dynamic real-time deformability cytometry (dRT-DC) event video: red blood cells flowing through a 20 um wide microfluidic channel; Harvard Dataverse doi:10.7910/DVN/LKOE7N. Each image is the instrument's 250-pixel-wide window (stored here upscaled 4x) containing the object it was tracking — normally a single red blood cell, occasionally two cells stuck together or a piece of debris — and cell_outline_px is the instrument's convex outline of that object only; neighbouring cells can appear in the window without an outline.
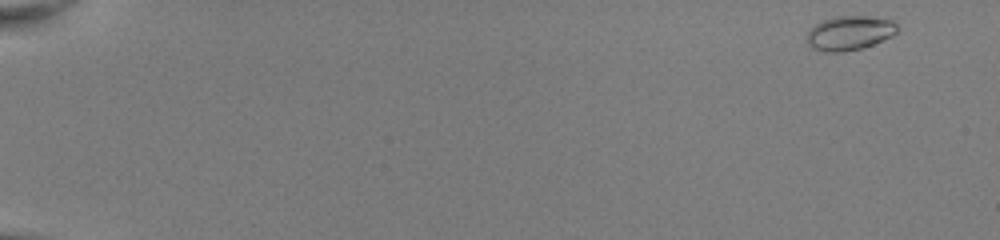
{"species": "common noctule bat (a hibernating species)", "species_latin": "Nyctalus noctula", "temperature_condition": "room temperature", "stored_images_in_passage": 50, "camera_frame_rate_fps": 3000, "um_per_image_px": 0.085, "animal": {"sex": "female", "body_mass_g": 22.0, "forearm_length_mm": 56.7}, "frame": {"image": 1, "passage_image": 1, "time_ms": 0.0, "image_size_px": [1000, 240], "cell_outline_px": [[896, 32], [892, 36], [872, 44], [860, 48], [844, 52], [824, 52], [812, 48], [808, 44], [808, 32], [816, 24], [832, 16], [868, 16], [892, 20], [896, 24]], "centroid_in_image_um": [72.2, 2.8], "position_along_channel_um": 12.8, "area_um2": 17.86}}
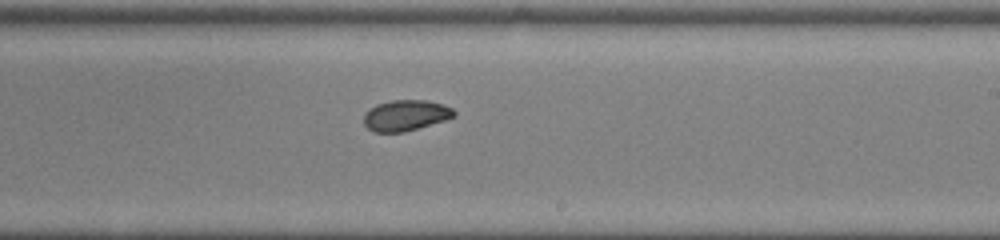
{"frame": {"image": 2, "passage_image": 32, "time_ms": 10.333, "image_size_px": [1000, 240], "cell_outline_px": [[456, 116], [444, 120], [404, 132], [376, 132], [368, 128], [364, 124], [364, 116], [376, 104], [392, 100], [428, 100], [452, 108], [456, 112]], "centroid_in_image_um": [34.5, 9.8], "position_along_channel_um": 254.5, "area_um2": 15.95}}
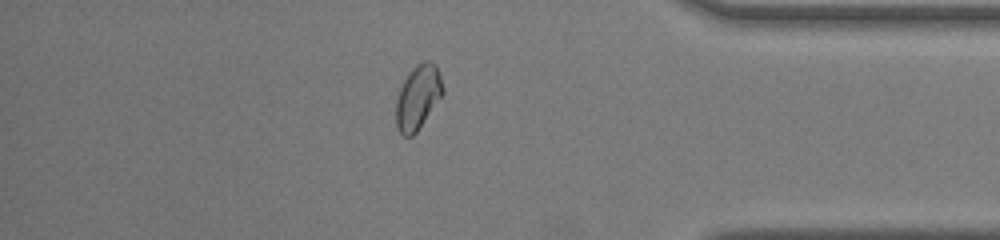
{"frame": {"image": 3, "passage_image": 44, "time_ms": 14.333, "image_size_px": [1000, 240], "cell_outline_px": [[444, 92], [416, 132], [412, 136], [404, 136], [400, 132], [396, 124], [396, 100], [400, 88], [408, 72], [416, 64], [424, 60], [432, 60], [436, 64], [444, 88]], "centroid_in_image_um": [35.52, 8.21], "position_along_channel_um": 399.7, "area_um2": 17.46}, "authors_computed_cell_mechanics": {"area_um2": 17.1955, "velocity_mm_per_s": 4.0501, "shape_relaxation_time_tau1_ms": 3.1316, "shape_relaxation_time_tau2_ms": 1.3313, "deformation_change_tau1": 0.0864, "deformation_change_tau2": 0.0409}}